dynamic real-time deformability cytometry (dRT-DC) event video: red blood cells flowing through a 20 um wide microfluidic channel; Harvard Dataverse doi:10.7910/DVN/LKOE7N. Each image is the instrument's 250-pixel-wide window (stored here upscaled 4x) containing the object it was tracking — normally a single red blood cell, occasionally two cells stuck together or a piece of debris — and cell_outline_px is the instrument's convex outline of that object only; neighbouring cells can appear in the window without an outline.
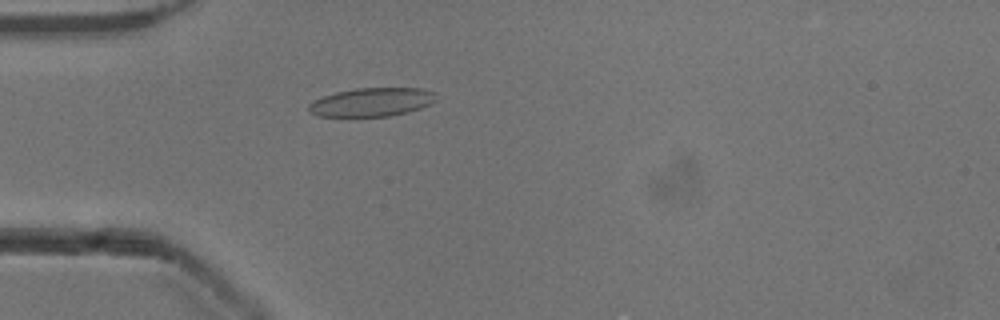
{"species": "common noctule bat (a hibernating species)", "species_latin": "Nyctalus noctula", "temperature_condition": "cold", "stored_images_in_passage": 39, "camera_frame_rate_fps": 3000, "um_per_image_px": 0.085, "animal": {"sex": "male", "body_mass_g": 13.3}, "frame": {"image": 1, "passage_image": 2, "time_ms": 0.333, "image_size_px": [1000, 320], "cell_outline_px": [[436, 100], [432, 104], [408, 112], [388, 116], [356, 120], [320, 116], [308, 112], [308, 104], [312, 100], [336, 92], [356, 88], [420, 88], [436, 92]], "centroid_in_image_um": [31.54, 8.73], "position_along_channel_um": 53.5, "area_um2": 22.31}}
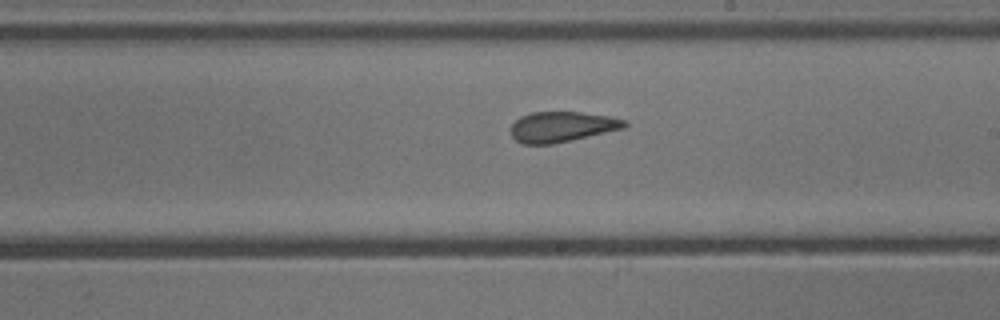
{"frame": {"image": 2, "passage_image": 17, "time_ms": 5.333, "image_size_px": [1000, 320], "cell_outline_px": [[628, 124], [624, 128], [552, 144], [524, 144], [516, 140], [512, 136], [512, 124], [520, 116], [532, 112], [580, 112], [608, 116], [628, 120]], "centroid_in_image_um": [47.77, 10.77], "position_along_channel_um": 241.2, "area_um2": 19.94}}
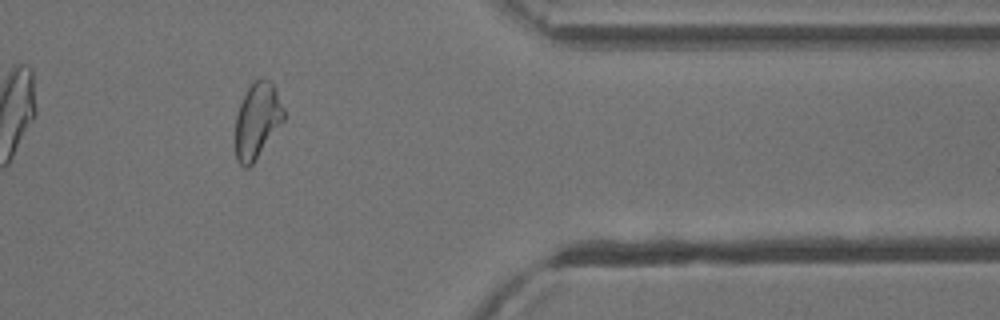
{"frame": {"image": 3, "passage_image": 30, "time_ms": 9.667, "image_size_px": [1000, 320], "cell_outline_px": [[284, 120], [252, 164], [248, 168], [244, 168], [236, 160], [236, 116], [240, 104], [248, 88], [260, 76], [264, 76], [272, 80], [276, 88], [284, 108]], "centroid_in_image_um": [21.88, 10.2], "position_along_channel_um": 389.5, "area_um2": 21.33}, "authors_computed_cell_mechanics": {"area_um2": 21.1548, "velocity_mm_per_s": 3.9063, "shape_relaxation_time_tau1_ms": 7.543, "shape_relaxation_time_tau2_ms": 1.5948, "deformation_change_tau1": 0.1395, "deformation_change_tau2": 0.0715}}